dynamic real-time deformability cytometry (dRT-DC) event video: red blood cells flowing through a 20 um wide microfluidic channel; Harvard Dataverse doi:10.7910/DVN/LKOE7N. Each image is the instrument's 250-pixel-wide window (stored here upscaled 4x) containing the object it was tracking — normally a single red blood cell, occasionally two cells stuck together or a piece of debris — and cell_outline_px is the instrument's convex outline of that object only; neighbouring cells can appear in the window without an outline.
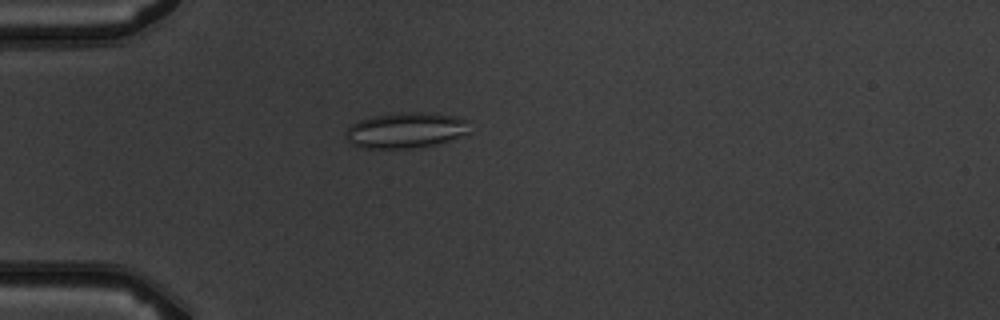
{"species": "common noctule bat (a hibernating species)", "species_latin": "Nyctalus noctula", "temperature_condition": "warm", "stored_images_in_passage": 1, "camera_frame_rate_fps": 3000, "um_per_image_px": 0.085, "animal": {"sex": "male", "body_mass_g": 19.5, "forearm_length_mm": 54.6}, "frame": {"image": 1, "passage_image": 1, "time_ms": 0.0, "image_size_px": [1000, 320], "cell_outline_px": [[468, 132], [448, 140], [436, 144], [412, 148], [356, 148], [348, 140], [344, 132], [352, 124], [360, 120], [372, 116], [400, 112], [424, 112], [452, 116], [468, 120]], "centroid_in_image_um": [34.43, 11.07], "position_along_channel_um": 50.6, "area_um2": 25.55}}